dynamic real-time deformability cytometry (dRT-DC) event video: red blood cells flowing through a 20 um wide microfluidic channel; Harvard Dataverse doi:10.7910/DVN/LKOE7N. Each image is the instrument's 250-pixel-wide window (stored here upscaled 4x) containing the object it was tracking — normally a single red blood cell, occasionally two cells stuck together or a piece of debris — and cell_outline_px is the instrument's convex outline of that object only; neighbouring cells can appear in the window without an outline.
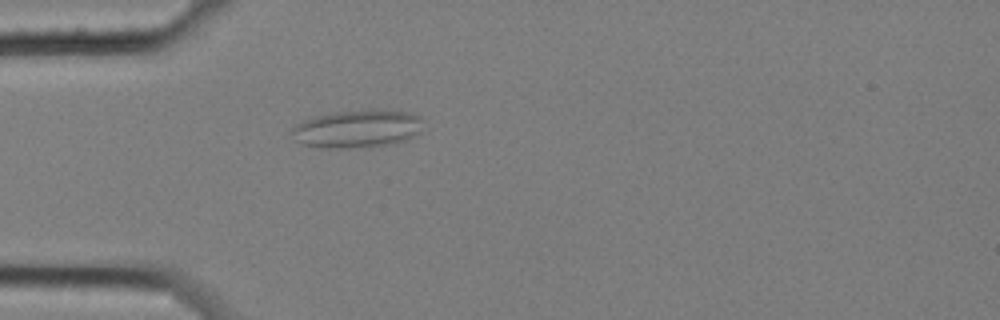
{"species": "common noctule bat (a hibernating species)", "species_latin": "Nyctalus noctula", "temperature_condition": "cold", "stored_images_in_passage": 5, "camera_frame_rate_fps": 3000, "um_per_image_px": 0.085, "animal": {"sex": "female", "body_mass_g": 25.1}, "frame": {"image": 1, "passage_image": 5, "time_ms": 1.333, "image_size_px": [1000, 320], "cell_outline_px": [[420, 132], [404, 140], [388, 144], [348, 148], [320, 148], [300, 144], [296, 140], [292, 132], [292, 128], [296, 124], [304, 120], [316, 116], [336, 112], [372, 108], [376, 108], [408, 112], [420, 116]], "centroid_in_image_um": [30.34, 10.93], "position_along_channel_um": 54.7, "area_um2": 28.96}}